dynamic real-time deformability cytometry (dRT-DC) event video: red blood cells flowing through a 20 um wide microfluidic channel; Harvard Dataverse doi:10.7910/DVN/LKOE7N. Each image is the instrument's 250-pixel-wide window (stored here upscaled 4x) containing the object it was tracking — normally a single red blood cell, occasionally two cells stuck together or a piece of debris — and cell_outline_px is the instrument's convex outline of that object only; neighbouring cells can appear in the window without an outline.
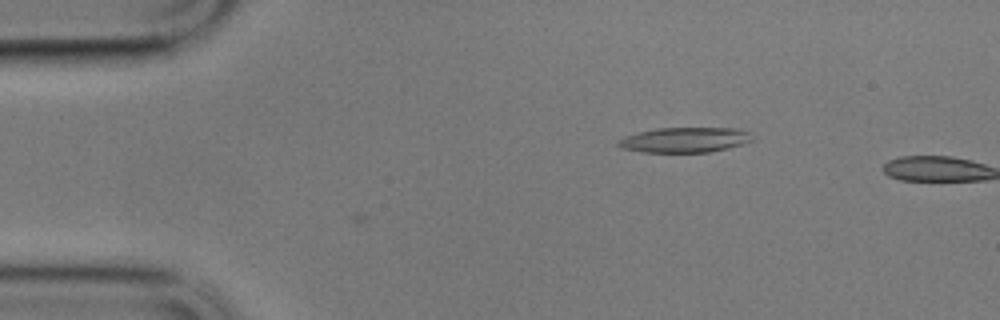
{"species": "common noctule bat (a hibernating species)", "species_latin": "Nyctalus noctula", "temperature_condition": "cold", "stored_images_in_passage": 2, "camera_frame_rate_fps": 3000, "um_per_image_px": 0.085, "animal": {"sex": "male", "body_mass_g": 17.9}, "frame": {"image": 1, "passage_image": 1, "time_ms": 0.0, "image_size_px": [1000, 320], "cell_outline_px": [[756, 136], [752, 140], [744, 144], [728, 148], [708, 152], [640, 152], [620, 148], [616, 144], [616, 140], [624, 136], [636, 132], [656, 128], [740, 128], [752, 132]], "centroid_in_image_um": [58.22, 11.88], "position_along_channel_um": 26.8, "area_um2": 20.11}}